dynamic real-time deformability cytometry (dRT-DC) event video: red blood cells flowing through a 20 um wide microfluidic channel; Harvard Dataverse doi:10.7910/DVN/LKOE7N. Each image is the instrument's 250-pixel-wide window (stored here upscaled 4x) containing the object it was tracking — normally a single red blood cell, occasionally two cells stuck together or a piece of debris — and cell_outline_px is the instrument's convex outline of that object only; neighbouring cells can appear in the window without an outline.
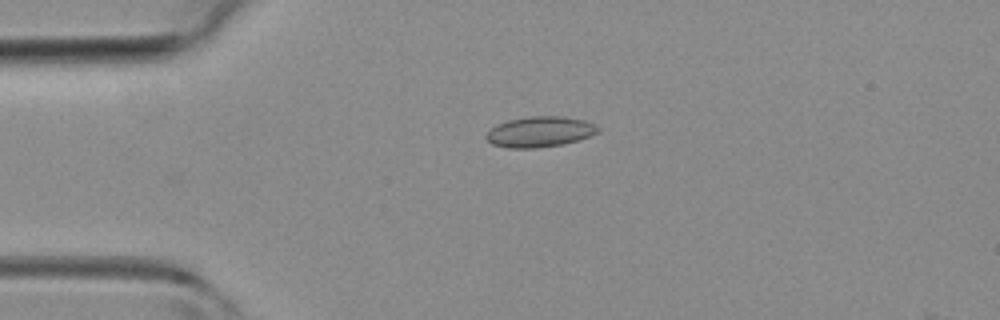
{"species": "common noctule bat (a hibernating species)", "species_latin": "Nyctalus noctula", "temperature_condition": "room temperature", "stored_images_in_passage": 36, "camera_frame_rate_fps": 3000, "um_per_image_px": 0.085, "animal": {"sex": "female", "body_mass_g": 19.3, "forearm_length_mm": 54.1}, "frame": {"image": 1, "passage_image": 3, "time_ms": 0.667, "image_size_px": [1000, 320], "cell_outline_px": [[600, 128], [596, 132], [588, 136], [564, 144], [536, 148], [508, 148], [492, 144], [484, 136], [496, 124], [508, 120], [528, 116], [564, 116], [584, 120], [596, 124]], "centroid_in_image_um": [45.87, 11.19], "position_along_channel_um": 39.1, "area_um2": 19.88}}
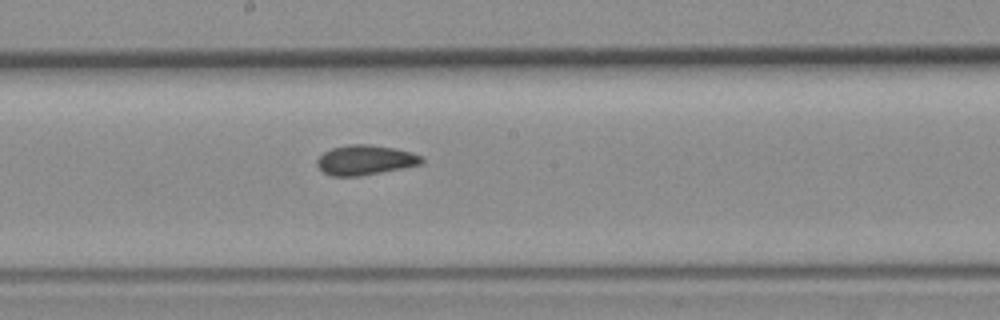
{"frame": {"image": 2, "passage_image": 16, "time_ms": 5.0, "image_size_px": [1000, 320], "cell_outline_px": [[424, 164], [360, 176], [332, 176], [324, 172], [316, 164], [316, 160], [324, 152], [332, 148], [348, 144], [368, 144], [392, 148], [412, 152], [424, 156]], "centroid_in_image_um": [31.08, 13.6], "position_along_channel_um": 217.1, "area_um2": 18.26}}
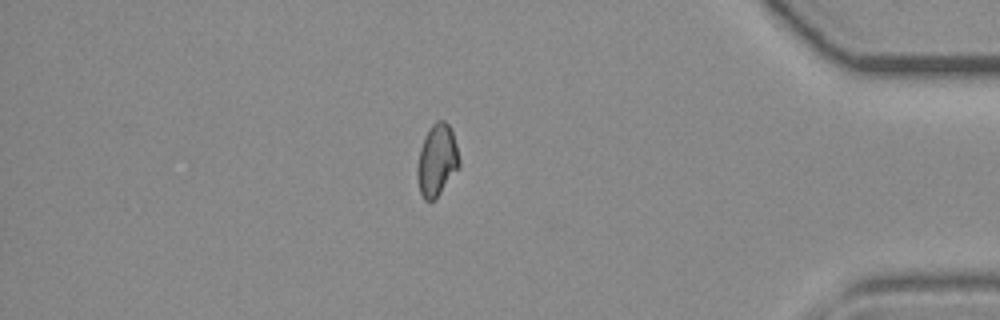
{"frame": {"image": 3, "passage_image": 30, "time_ms": 9.667, "image_size_px": [1000, 320], "cell_outline_px": [[460, 168], [440, 192], [432, 200], [424, 200], [420, 192], [416, 176], [416, 168], [420, 148], [432, 124], [436, 120], [444, 120], [448, 124], [452, 132], [456, 144], [460, 160]], "centroid_in_image_um": [37.14, 13.62], "position_along_channel_um": 398.1, "area_um2": 17.46}}